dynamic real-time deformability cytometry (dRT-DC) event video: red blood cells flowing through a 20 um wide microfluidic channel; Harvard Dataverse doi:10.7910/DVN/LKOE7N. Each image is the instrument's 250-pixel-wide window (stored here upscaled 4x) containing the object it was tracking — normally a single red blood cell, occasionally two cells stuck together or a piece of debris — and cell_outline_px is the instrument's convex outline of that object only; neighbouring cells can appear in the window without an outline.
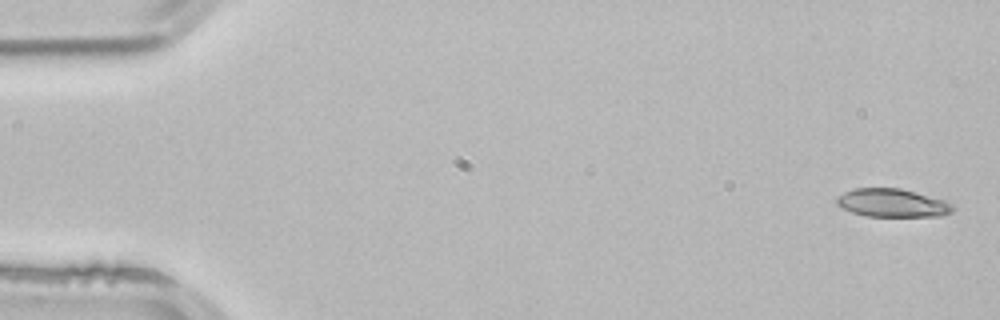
{"species": "common noctule bat (a hibernating species)", "species_latin": "Nyctalus noctula", "temperature_condition": "room temperature", "stored_images_in_passage": 3, "segment_of_instrument_passage": [2, 2], "camera_frame_rate_fps": 3000, "um_per_image_px": 0.085, "animal": {"sex": "male", "body_mass_g": 21.5, "forearm_length_mm": 52.0}, "frame": {"image": 1, "passage_image": 3, "time_ms": 0.667, "image_size_px": [1000, 320], "cell_outline_px": [[956, 208], [952, 212], [940, 216], [864, 216], [852, 212], [836, 204], [836, 196], [852, 188], [900, 188], [916, 192], [944, 200], [952, 204]], "centroid_in_image_um": [75.84, 17.24], "position_along_channel_um": 9.2, "area_um2": 19.19}}